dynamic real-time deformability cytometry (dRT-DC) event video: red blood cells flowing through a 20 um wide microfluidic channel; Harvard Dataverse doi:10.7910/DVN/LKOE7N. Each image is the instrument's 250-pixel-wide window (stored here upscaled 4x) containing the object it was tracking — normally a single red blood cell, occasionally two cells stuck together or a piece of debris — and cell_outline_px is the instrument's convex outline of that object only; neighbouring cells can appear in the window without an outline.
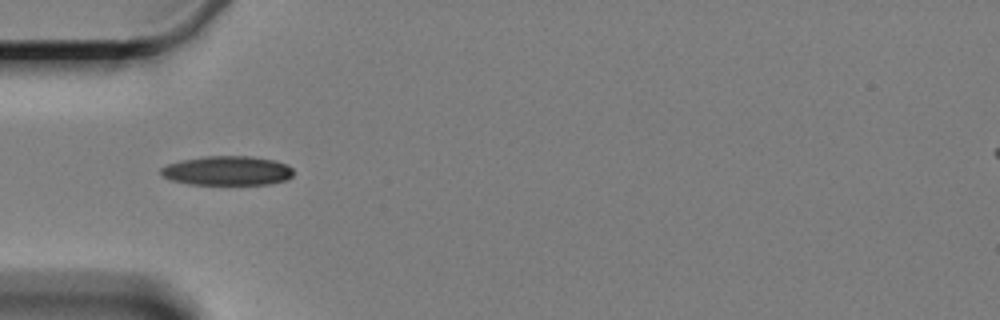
{"species": "Egyptian fruit bat (a non-hibernating species)", "species_latin": "Rousettus aegyptiacus", "temperature_condition": "cold", "stored_images_in_passage": 7, "camera_frame_rate_fps": 3000, "um_per_image_px": 0.085, "animal": {"sex": "female"}, "frame": {"image": 1, "passage_image": 4, "time_ms": 5.0, "image_size_px": [1000, 320], "cell_outline_px": [[292, 176], [284, 180], [268, 184], [188, 184], [172, 180], [164, 176], [160, 172], [160, 168], [168, 164], [180, 160], [204, 156], [252, 156], [276, 160], [288, 164], [292, 168]], "centroid_in_image_um": [19.32, 14.49], "position_along_channel_um": 65.7, "area_um2": 22.66}}
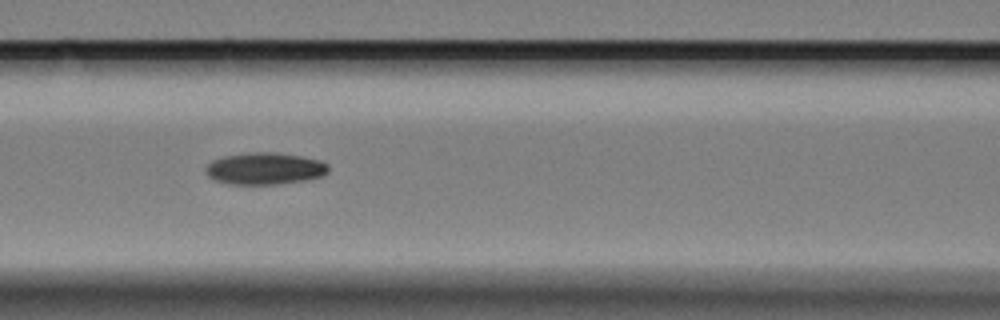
{"frame": {"image": 2, "passage_image": 6, "time_ms": 7.333, "image_size_px": [1000, 320], "cell_outline_px": [[328, 172], [320, 176], [304, 180], [276, 184], [228, 184], [216, 180], [208, 176], [204, 172], [204, 168], [212, 160], [224, 156], [248, 152], [276, 152], [300, 156], [320, 160], [328, 164]], "centroid_in_image_um": [22.47, 14.32], "position_along_channel_um": 144.1, "area_um2": 22.83}}
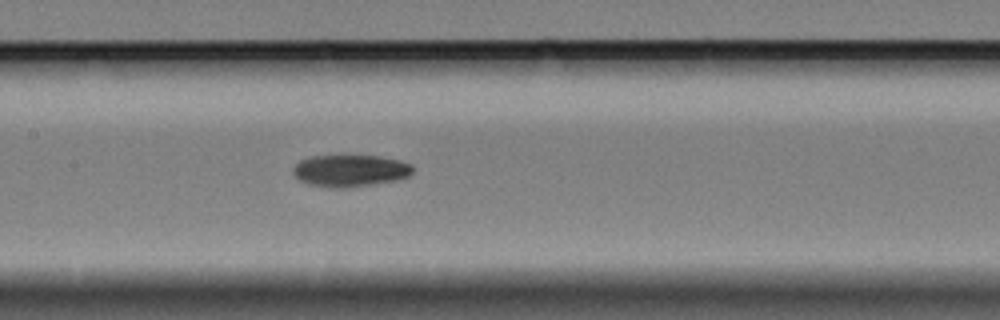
{"frame": {"image": 3, "passage_image": 7, "time_ms": 8.333, "image_size_px": [1000, 320], "cell_outline_px": [[412, 172], [408, 176], [396, 180], [372, 184], [344, 188], [328, 188], [308, 184], [300, 180], [292, 172], [292, 168], [300, 160], [312, 156], [340, 152], [344, 152], [380, 156], [400, 160], [412, 164]], "centroid_in_image_um": [29.73, 14.45], "position_along_channel_um": 177.7, "area_um2": 23.29}}